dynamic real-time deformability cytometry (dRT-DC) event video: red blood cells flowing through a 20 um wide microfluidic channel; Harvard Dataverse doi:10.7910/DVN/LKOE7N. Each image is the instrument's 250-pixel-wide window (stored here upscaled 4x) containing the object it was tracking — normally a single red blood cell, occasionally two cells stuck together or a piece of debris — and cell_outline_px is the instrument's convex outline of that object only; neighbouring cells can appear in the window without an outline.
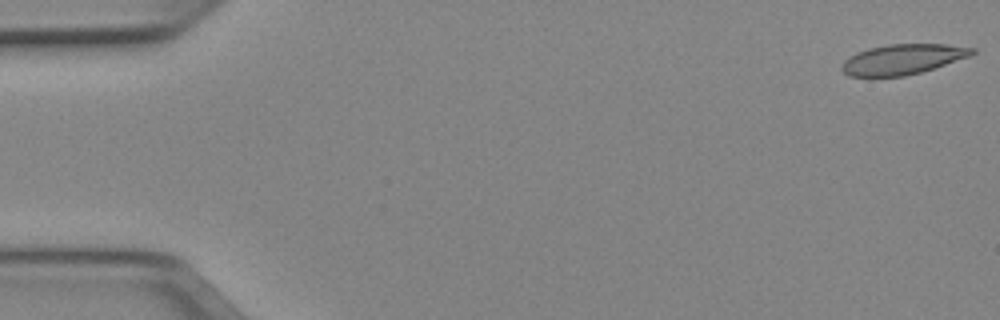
{"species": "Egyptian fruit bat (a non-hibernating species)", "species_latin": "Rousettus aegyptiacus", "temperature_condition": "cold", "stored_images_in_passage": 51, "camera_frame_rate_fps": 3000, "um_per_image_px": 0.085, "animal": {"sex": "female"}, "frame": {"image": 1, "passage_image": 1, "time_ms": 0.0, "image_size_px": [1000, 320], "cell_outline_px": [[976, 52], [968, 56], [920, 72], [904, 76], [848, 76], [840, 68], [844, 60], [848, 56], [856, 52], [868, 48], [888, 44], [944, 44], [976, 48]], "centroid_in_image_um": [76.67, 5.03], "position_along_channel_um": 8.3, "area_um2": 22.72}}
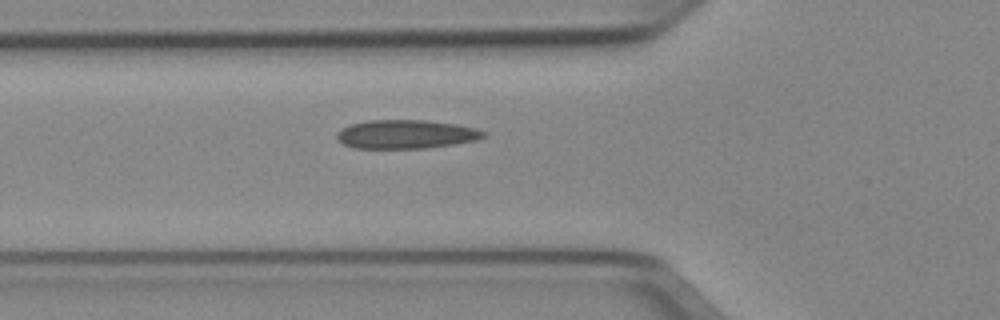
{"frame": {"image": 2, "passage_image": 18, "time_ms": 5.667, "image_size_px": [1000, 320], "cell_outline_px": [[488, 132], [484, 136], [476, 140], [428, 148], [356, 148], [344, 144], [336, 136], [336, 132], [340, 128], [348, 124], [368, 120], [424, 120], [456, 124], [476, 128]], "centroid_in_image_um": [34.49, 11.4], "position_along_channel_um": 91.3, "area_um2": 24.62}}
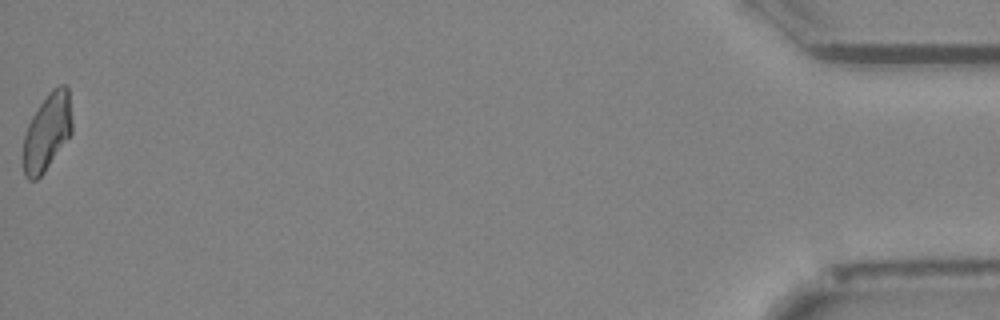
{"frame": {"image": 3, "passage_image": 51, "time_ms": 16.667, "image_size_px": [1000, 320], "cell_outline_px": [[72, 132], [44, 172], [36, 180], [28, 180], [24, 176], [24, 136], [28, 124], [32, 116], [48, 92], [52, 88], [60, 84], [64, 84], [68, 88], [72, 120]], "centroid_in_image_um": [4.01, 11.19], "position_along_channel_um": 431.2, "area_um2": 21.73}, "authors_computed_cell_mechanics": {"area_um2": 23.2934, "velocity_mm_per_s": 3.9753, "shape_relaxation_time_tau1_ms": 10.6656, "shape_relaxation_time_tau2_ms": 4.2078, "deformation_change_tau1": 0.195, "deformation_change_tau2": 0.1085}}